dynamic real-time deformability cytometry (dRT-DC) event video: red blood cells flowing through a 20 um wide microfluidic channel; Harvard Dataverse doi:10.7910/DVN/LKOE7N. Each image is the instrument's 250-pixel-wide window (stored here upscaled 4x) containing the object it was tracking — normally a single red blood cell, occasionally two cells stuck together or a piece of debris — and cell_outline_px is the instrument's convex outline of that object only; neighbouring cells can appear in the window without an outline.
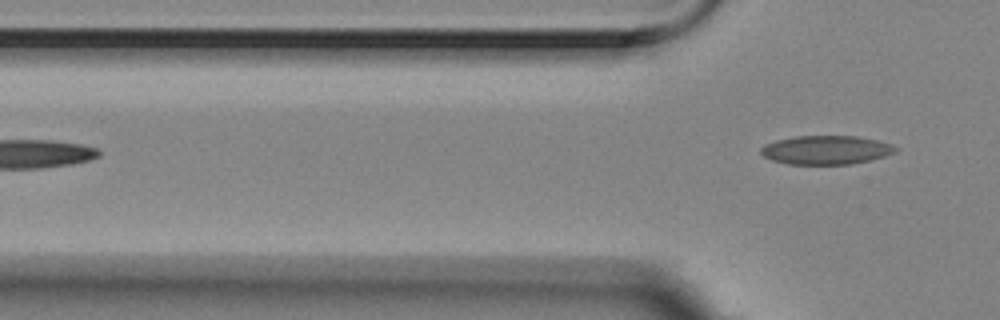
{"species": "Egyptian fruit bat (a non-hibernating species)", "species_latin": "Rousettus aegyptiacus", "temperature_condition": "room temperature", "stored_images_in_passage": 5, "camera_frame_rate_fps": 3000, "um_per_image_px": 0.085, "animal": {"sex": "female"}, "frame": {"image": 1, "passage_image": 5, "time_ms": 1.333, "image_size_px": [1000, 320], "cell_outline_px": [[900, 148], [896, 152], [884, 156], [852, 164], [788, 164], [772, 160], [764, 156], [760, 152], [760, 148], [776, 140], [796, 136], [856, 136], [876, 140], [892, 144]], "centroid_in_image_um": [70.24, 12.74], "position_along_channel_um": 55.6, "area_um2": 22.48}}